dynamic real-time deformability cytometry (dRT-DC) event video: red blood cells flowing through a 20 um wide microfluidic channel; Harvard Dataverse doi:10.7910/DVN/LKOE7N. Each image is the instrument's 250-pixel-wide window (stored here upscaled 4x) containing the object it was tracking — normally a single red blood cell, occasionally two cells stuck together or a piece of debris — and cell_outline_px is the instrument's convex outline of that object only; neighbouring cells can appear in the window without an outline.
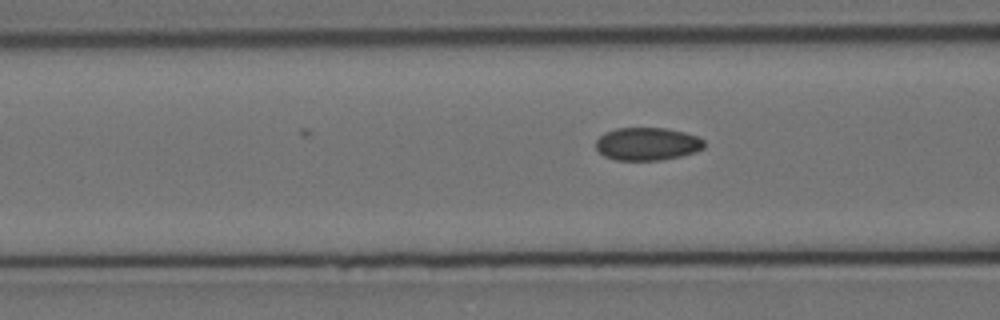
{"species": "Egyptian fruit bat (a non-hibernating species)", "species_latin": "Rousettus aegyptiacus", "temperature_condition": "cold", "stored_images_in_passage": 6, "camera_frame_rate_fps": 3000, "um_per_image_px": 0.085, "animal": {"sex": "female"}, "frame": {"image": 1, "passage_image": 6, "time_ms": 6.333, "image_size_px": [1000, 320], "cell_outline_px": [[704, 148], [696, 152], [680, 156], [660, 160], [616, 160], [604, 156], [596, 148], [596, 140], [604, 132], [616, 128], [664, 128], [684, 132], [696, 136], [704, 140]], "centroid_in_image_um": [55.01, 12.23], "position_along_channel_um": 111.6, "area_um2": 20.75}}